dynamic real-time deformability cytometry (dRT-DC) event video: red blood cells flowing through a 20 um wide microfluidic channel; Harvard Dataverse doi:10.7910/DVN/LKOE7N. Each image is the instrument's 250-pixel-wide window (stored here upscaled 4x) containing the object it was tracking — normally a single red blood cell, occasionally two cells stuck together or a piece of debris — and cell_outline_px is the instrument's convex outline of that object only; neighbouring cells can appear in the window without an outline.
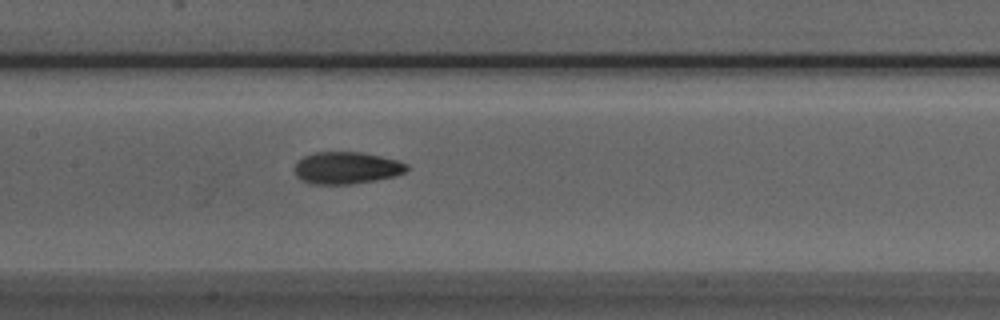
{"species": "Egyptian fruit bat (a non-hibernating species)", "species_latin": "Rousettus aegyptiacus", "temperature_condition": "room temperature", "stored_images_in_passage": 35, "camera_frame_rate_fps": 3000, "um_per_image_px": 0.085, "animal": {"sex": "male"}, "frame": {"image": 1, "passage_image": 13, "time_ms": 4.0, "image_size_px": [1000, 320], "cell_outline_px": [[408, 168], [404, 172], [392, 176], [376, 180], [352, 184], [308, 184], [300, 180], [296, 176], [296, 160], [304, 156], [316, 152], [364, 152], [396, 160], [408, 164]], "centroid_in_image_um": [29.42, 14.27], "position_along_channel_um": 178.0, "area_um2": 20.98}}
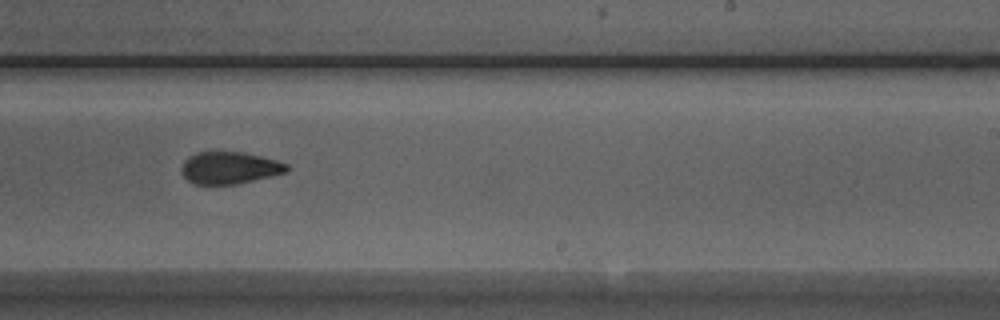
{"frame": {"image": 2, "passage_image": 20, "time_ms": 6.333, "image_size_px": [1000, 320], "cell_outline_px": [[292, 168], [288, 172], [272, 176], [236, 184], [192, 184], [180, 172], [180, 168], [184, 160], [188, 156], [196, 152], [244, 152], [276, 160], [288, 164]], "centroid_in_image_um": [19.52, 14.26], "position_along_channel_um": 269.5, "area_um2": 19.94}}
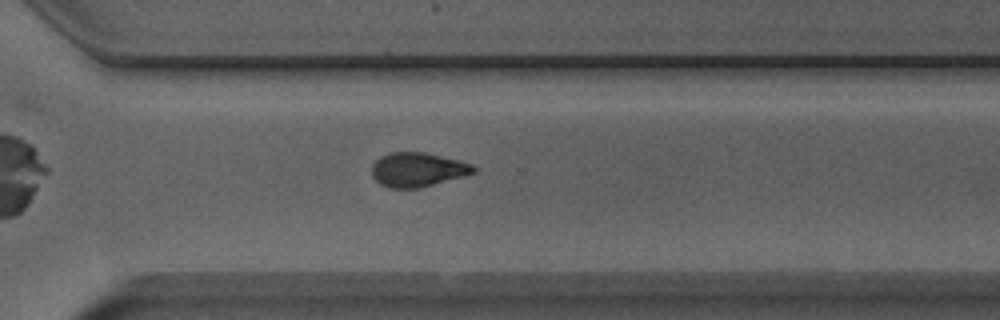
{"frame": {"image": 3, "passage_image": 25, "time_ms": 8.0, "image_size_px": [1000, 320], "cell_outline_px": [[476, 172], [464, 176], [420, 188], [388, 188], [380, 184], [372, 176], [372, 164], [380, 156], [392, 152], [424, 152], [472, 164], [476, 168]], "centroid_in_image_um": [35.47, 14.43], "position_along_channel_um": 335.1, "area_um2": 20.23}, "authors_computed_cell_mechanics": {"area_um2": 20.4034, "velocity_mm_per_s": 3.9386, "shape_relaxation_time_tau1_ms": 4.6356, "shape_relaxation_time_tau2_ms": 3.3497, "deformation_change_tau1": 0.1513, "deformation_change_tau2": 0.0969}}